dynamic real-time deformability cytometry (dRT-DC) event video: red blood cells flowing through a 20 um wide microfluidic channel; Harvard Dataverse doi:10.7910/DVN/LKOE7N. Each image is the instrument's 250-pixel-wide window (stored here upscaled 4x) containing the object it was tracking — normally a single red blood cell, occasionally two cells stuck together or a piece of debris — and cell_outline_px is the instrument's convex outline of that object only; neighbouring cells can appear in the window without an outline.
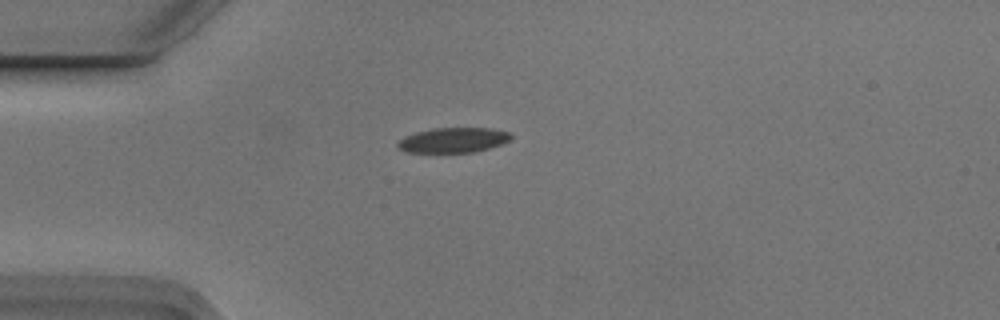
{"species": "Egyptian fruit bat (a non-hibernating species)", "species_latin": "Rousettus aegyptiacus", "temperature_condition": "cold", "stored_images_in_passage": 4, "camera_frame_rate_fps": 3000, "um_per_image_px": 0.085, "animal": {"sex": "male"}, "frame": {"image": 1, "passage_image": 1, "time_ms": 0.0, "image_size_px": [1000, 320], "cell_outline_px": [[512, 136], [508, 140], [500, 144], [488, 148], [472, 152], [408, 152], [400, 148], [396, 144], [404, 136], [416, 132], [436, 128], [488, 128], [508, 132]], "centroid_in_image_um": [38.5, 11.9], "position_along_channel_um": 46.5, "area_um2": 16.13}}
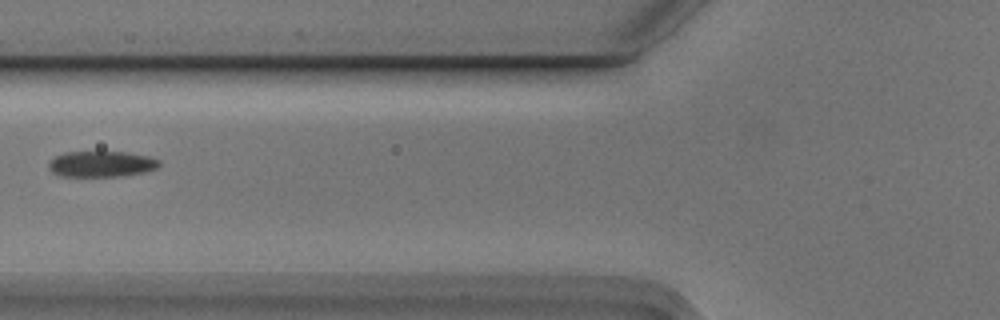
{"frame": {"image": 2, "passage_image": 3, "time_ms": 0.667, "image_size_px": [1000, 320], "cell_outline_px": [[160, 164], [156, 168], [144, 172], [124, 176], [60, 176], [52, 172], [48, 168], [48, 164], [56, 156], [64, 152], [124, 152], [148, 156], [160, 160]], "centroid_in_image_um": [8.62, 13.94], "position_along_channel_um": 117.2, "area_um2": 16.59}}
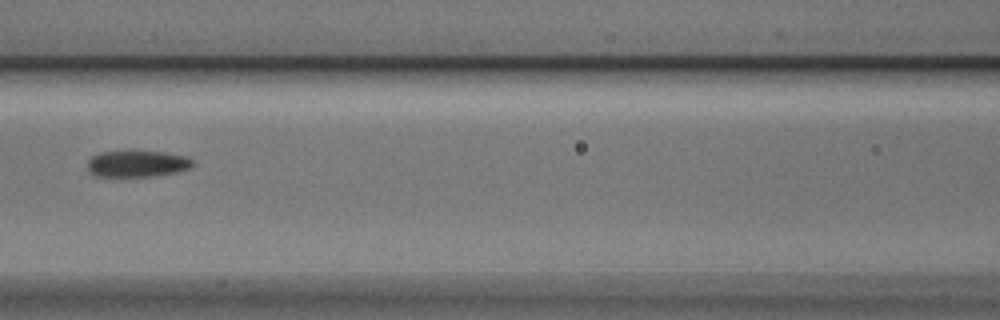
{"frame": {"image": 3, "passage_image": 4, "time_ms": 1.0, "image_size_px": [1000, 320], "cell_outline_px": [[192, 164], [188, 168], [176, 172], [148, 176], [96, 176], [88, 168], [88, 160], [92, 156], [100, 152], [160, 152], [184, 156], [192, 160]], "centroid_in_image_um": [11.62, 13.92], "position_along_channel_um": 155.0, "area_um2": 15.61}}